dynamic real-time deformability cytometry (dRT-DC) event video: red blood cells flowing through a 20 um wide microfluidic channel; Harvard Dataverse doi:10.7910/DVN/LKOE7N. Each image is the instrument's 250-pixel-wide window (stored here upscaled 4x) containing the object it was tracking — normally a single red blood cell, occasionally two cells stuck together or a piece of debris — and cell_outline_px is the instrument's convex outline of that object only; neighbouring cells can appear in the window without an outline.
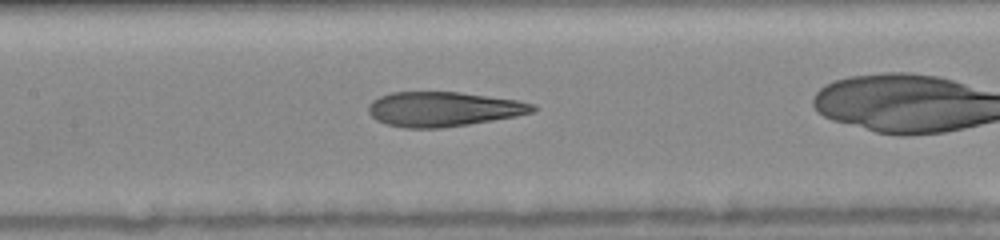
{"species": "human", "species_latin": "Homo sapiens", "temperature_condition": "room temperature", "stored_images_in_passage": 9, "camera_frame_rate_fps": 3000, "um_per_image_px": 0.085, "donor": {"sex": "female"}, "frame": {"image": 1, "passage_image": 8, "time_ms": 5.333, "image_size_px": [1000, 240], "cell_outline_px": [[540, 108], [536, 112], [516, 116], [468, 124], [440, 128], [404, 128], [384, 124], [376, 120], [368, 112], [368, 104], [372, 100], [380, 96], [392, 92], [460, 92], [520, 100], [536, 104]], "centroid_in_image_um": [37.72, 9.27], "position_along_channel_um": 169.7, "area_um2": 33.58}}